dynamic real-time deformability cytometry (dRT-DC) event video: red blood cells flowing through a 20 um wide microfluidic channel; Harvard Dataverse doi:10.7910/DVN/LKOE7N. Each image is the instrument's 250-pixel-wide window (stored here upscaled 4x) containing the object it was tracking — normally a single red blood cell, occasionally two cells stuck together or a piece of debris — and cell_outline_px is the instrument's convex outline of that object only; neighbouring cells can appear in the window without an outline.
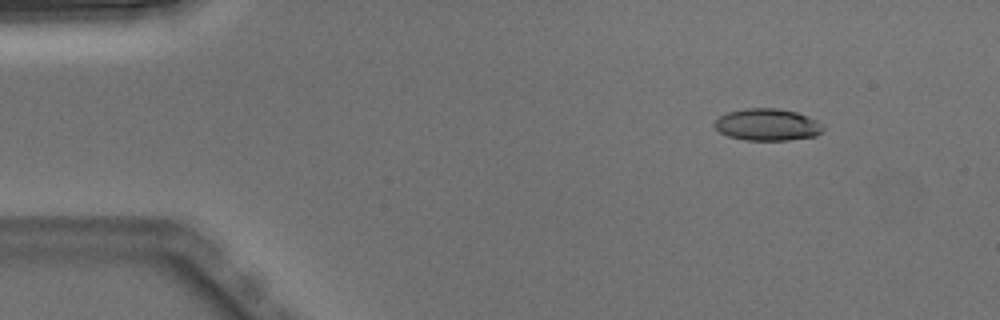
{"species": "Egyptian fruit bat (a non-hibernating species)", "species_latin": "Rousettus aegyptiacus", "temperature_condition": "warm", "stored_images_in_passage": 6, "segment_of_instrument_passage": [2, 2], "camera_frame_rate_fps": 3000, "um_per_image_px": 0.085, "animal": {"sex": "male"}, "frame": {"image": 1, "passage_image": 6, "time_ms": 1.667, "image_size_px": [1000, 320], "cell_outline_px": [[824, 128], [816, 136], [788, 140], [744, 140], [728, 136], [720, 132], [712, 124], [720, 116], [728, 112], [748, 108], [776, 108], [796, 112], [808, 116], [816, 120]], "centroid_in_image_um": [65.21, 10.6], "position_along_channel_um": 19.8, "area_um2": 20.11}}